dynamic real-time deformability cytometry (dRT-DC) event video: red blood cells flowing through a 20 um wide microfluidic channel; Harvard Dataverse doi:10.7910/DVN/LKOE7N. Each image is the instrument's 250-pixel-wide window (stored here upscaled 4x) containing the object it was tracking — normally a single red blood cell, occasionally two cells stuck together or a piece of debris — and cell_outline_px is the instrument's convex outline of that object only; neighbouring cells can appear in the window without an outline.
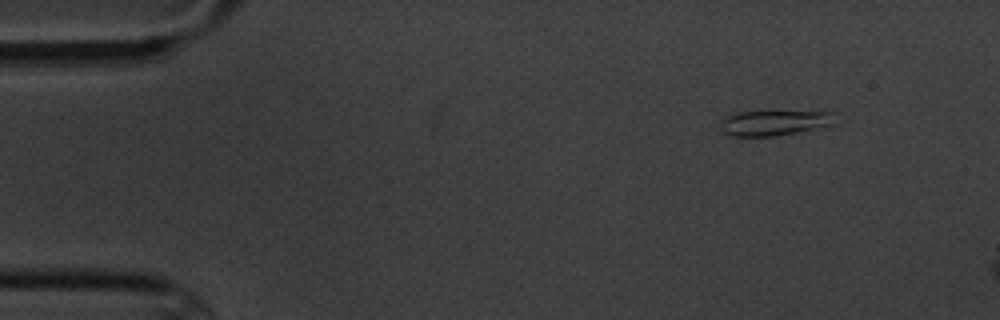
{"species": "common noctule bat (a hibernating species)", "species_latin": "Nyctalus noctula", "temperature_condition": "cold", "stored_images_in_passage": 5, "camera_frame_rate_fps": 3000, "um_per_image_px": 0.085, "animal": {"sex": "male", "body_mass_g": 20.1, "forearm_length_mm": 53.5}, "frame": {"image": 1, "passage_image": 2, "time_ms": 1.333, "image_size_px": [1000, 320], "cell_outline_px": [[832, 124], [820, 128], [776, 136], [728, 136], [720, 128], [724, 120], [728, 116], [740, 112], [832, 112]], "centroid_in_image_um": [65.79, 10.46], "position_along_channel_um": 19.2, "area_um2": 16.36}}